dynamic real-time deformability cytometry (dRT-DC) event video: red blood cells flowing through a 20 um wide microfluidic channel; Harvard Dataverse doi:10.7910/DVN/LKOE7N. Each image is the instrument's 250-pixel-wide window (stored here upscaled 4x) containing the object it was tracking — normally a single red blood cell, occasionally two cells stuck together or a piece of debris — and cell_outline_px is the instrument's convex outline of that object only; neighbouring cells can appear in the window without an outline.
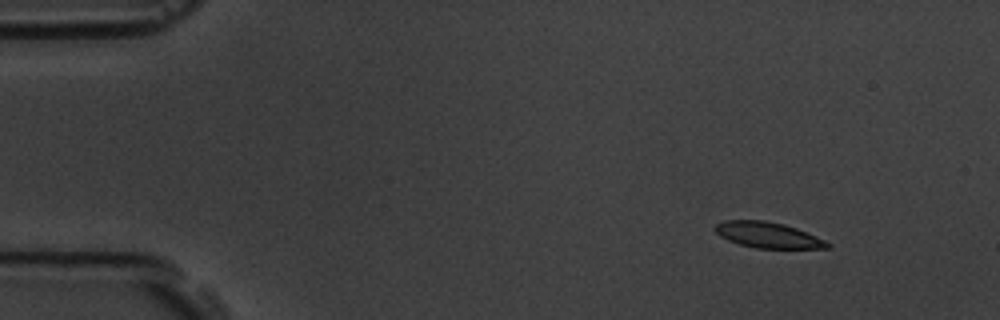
{"species": "common noctule bat (a hibernating species)", "species_latin": "Nyctalus noctula", "temperature_condition": "room temperature", "stored_images_in_passage": 5, "segment_of_instrument_passage": [1, 2], "camera_frame_rate_fps": 3000, "um_per_image_px": 0.085, "animal": {"sex": "male", "body_mass_g": 19.5, "forearm_length_mm": 54.6}, "frame": {"image": 1, "passage_image": 1, "time_ms": 0.0, "image_size_px": [1000, 320], "cell_outline_px": [[832, 244], [828, 248], [756, 248], [740, 244], [728, 240], [720, 236], [712, 228], [716, 224], [724, 220], [764, 220], [784, 224], [796, 228], [816, 236]], "centroid_in_image_um": [65.24, 19.97], "position_along_channel_um": 19.8, "area_um2": 16.82}}